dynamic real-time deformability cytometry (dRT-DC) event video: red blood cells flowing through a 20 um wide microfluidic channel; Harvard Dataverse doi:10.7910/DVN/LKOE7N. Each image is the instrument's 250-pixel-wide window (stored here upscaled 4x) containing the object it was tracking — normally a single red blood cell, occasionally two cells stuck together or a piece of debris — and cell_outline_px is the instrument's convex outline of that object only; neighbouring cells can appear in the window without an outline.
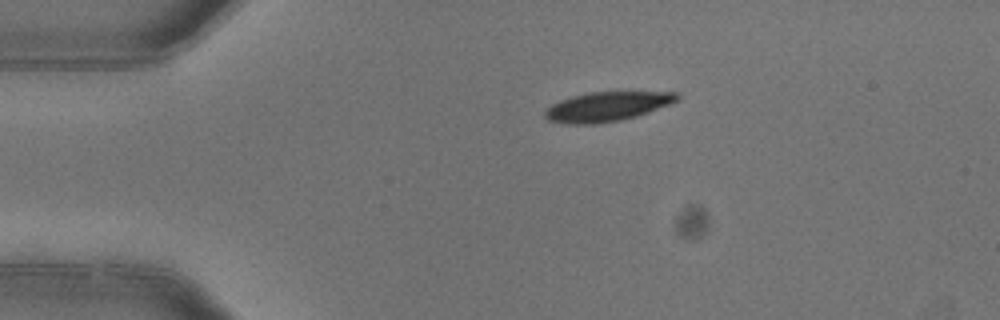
{"species": "common noctule bat (a hibernating species)", "species_latin": "Nyctalus noctula", "temperature_condition": "warm", "stored_images_in_passage": 2, "camera_frame_rate_fps": 3000, "um_per_image_px": 0.085, "animal": {"sex": "female"}, "frame": {"image": 1, "passage_image": 1, "time_ms": 0.0, "image_size_px": [1000, 320], "cell_outline_px": [[680, 96], [676, 100], [668, 104], [636, 116], [620, 120], [596, 124], [568, 124], [548, 120], [544, 116], [544, 112], [552, 104], [560, 100], [572, 96], [588, 92], [680, 92]], "centroid_in_image_um": [51.56, 9.05], "position_along_channel_um": 33.4, "area_um2": 22.43}}
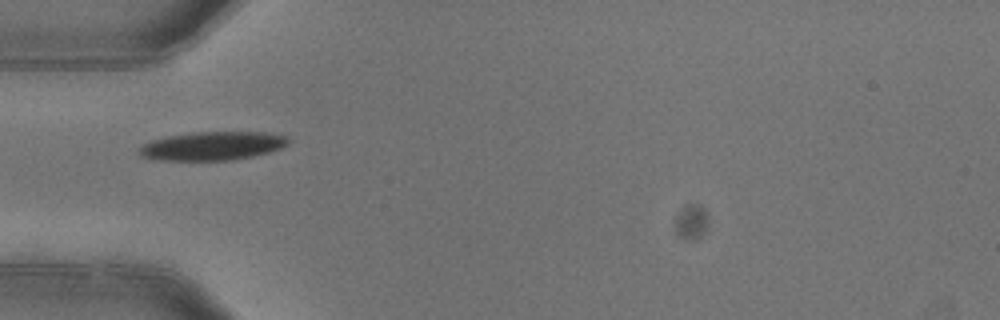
{"frame": {"image": 2, "passage_image": 2, "time_ms": 0.333, "image_size_px": [1000, 320], "cell_outline_px": [[292, 140], [288, 144], [280, 148], [268, 152], [252, 156], [232, 160], [160, 160], [140, 156], [136, 152], [144, 144], [152, 140], [168, 136], [192, 132], [264, 132], [288, 136]], "centroid_in_image_um": [18.07, 12.4], "position_along_channel_um": 66.9, "area_um2": 24.85}}